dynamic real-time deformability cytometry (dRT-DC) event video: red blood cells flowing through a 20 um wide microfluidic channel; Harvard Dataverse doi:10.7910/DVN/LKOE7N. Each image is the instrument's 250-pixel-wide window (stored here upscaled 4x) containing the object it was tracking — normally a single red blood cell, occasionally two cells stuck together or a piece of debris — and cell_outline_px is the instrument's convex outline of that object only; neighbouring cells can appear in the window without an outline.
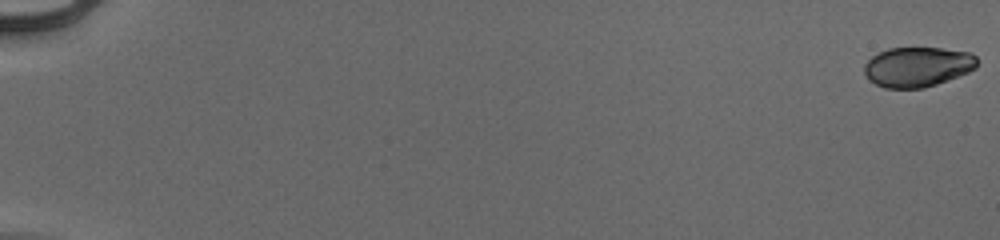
{"species": "human", "species_latin": "Homo sapiens", "temperature_condition": "cold", "stored_images_in_passage": 55, "camera_frame_rate_fps": 3000, "um_per_image_px": 0.085, "donor": {"sex": "male"}, "frame": {"image": 1, "passage_image": 1, "time_ms": 0.0, "image_size_px": [1000, 240], "cell_outline_px": [[976, 68], [968, 72], [936, 84], [924, 88], [884, 88], [868, 80], [864, 72], [864, 64], [872, 56], [888, 48], [940, 48], [972, 52], [976, 56]], "centroid_in_image_um": [77.97, 5.68], "position_along_channel_um": 7.0, "area_um2": 26.24}}
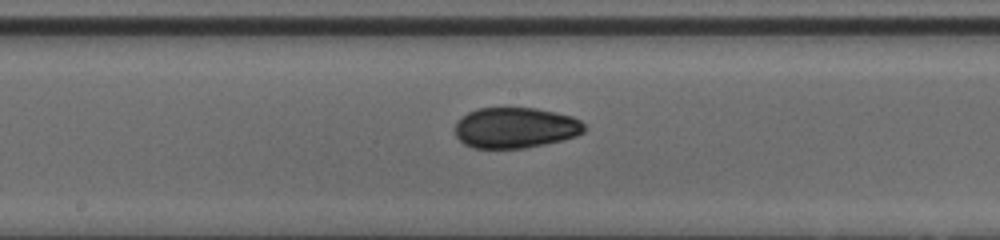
{"frame": {"image": 2, "passage_image": 32, "time_ms": 10.333, "image_size_px": [1000, 240], "cell_outline_px": [[584, 132], [576, 136], [544, 144], [524, 148], [472, 148], [464, 144], [456, 136], [456, 120], [460, 116], [476, 108], [536, 108], [556, 112], [572, 116], [580, 120], [584, 124]], "centroid_in_image_um": [43.78, 10.85], "position_along_channel_um": 204.4, "area_um2": 30.75}}
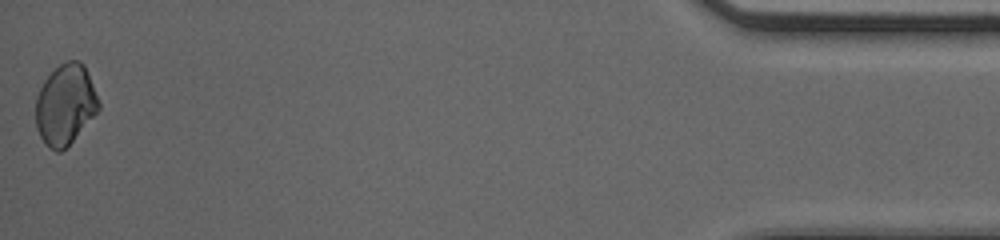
{"frame": {"image": 3, "passage_image": 55, "time_ms": 18.0, "image_size_px": [1000, 240], "cell_outline_px": [[100, 108], [72, 140], [60, 152], [56, 152], [48, 148], [40, 136], [36, 128], [36, 96], [44, 80], [60, 64], [68, 60], [80, 60], [84, 64], [100, 104]], "centroid_in_image_um": [5.53, 8.88], "position_along_channel_um": 429.7, "area_um2": 29.13}, "authors_computed_cell_mechanics": {"area_um2": 29.6514, "velocity_mm_per_s": 3.9708, "shape_relaxation_time_tau1_ms": null, "shape_relaxation_time_tau2_ms": 2.2421, "deformation_change_tau1": null, "deformation_change_tau2": 0.0468}}